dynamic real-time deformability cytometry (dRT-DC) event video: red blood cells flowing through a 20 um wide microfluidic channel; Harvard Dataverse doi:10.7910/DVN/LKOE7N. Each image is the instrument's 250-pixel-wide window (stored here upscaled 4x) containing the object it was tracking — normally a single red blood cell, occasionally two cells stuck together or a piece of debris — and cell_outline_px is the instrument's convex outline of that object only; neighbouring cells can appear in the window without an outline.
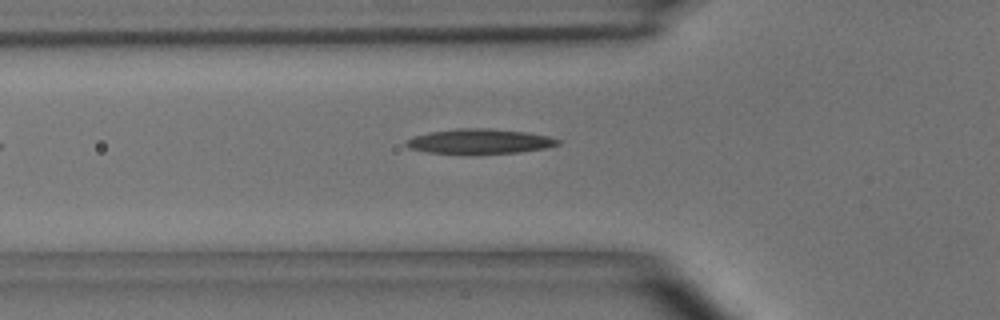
{"species": "common noctule bat (a hibernating species)", "species_latin": "Nyctalus noctula", "temperature_condition": "room temperature", "stored_images_in_passage": 4, "camera_frame_rate_fps": 3000, "um_per_image_px": 0.085, "animal": {"sex": "male", "body_mass_g": 15.6}, "frame": {"image": 1, "passage_image": 4, "time_ms": 3.333, "image_size_px": [1000, 320], "cell_outline_px": [[560, 144], [548, 148], [520, 152], [472, 156], [424, 152], [408, 148], [404, 144], [404, 140], [412, 136], [428, 132], [456, 128], [492, 128], [524, 132], [548, 136], [560, 140]], "centroid_in_image_um": [40.69, 12.05], "position_along_channel_um": 85.1, "area_um2": 23.06}}